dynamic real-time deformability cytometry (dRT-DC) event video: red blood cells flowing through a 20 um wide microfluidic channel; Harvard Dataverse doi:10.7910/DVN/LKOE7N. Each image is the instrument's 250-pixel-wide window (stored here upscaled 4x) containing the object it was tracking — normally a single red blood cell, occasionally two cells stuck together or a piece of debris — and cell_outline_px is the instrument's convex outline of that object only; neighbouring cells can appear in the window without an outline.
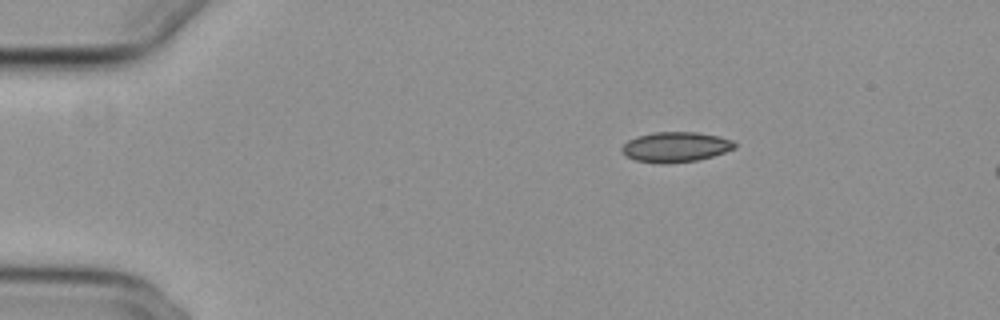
{"species": "common noctule bat (a hibernating species)", "species_latin": "Nyctalus noctula", "temperature_condition": "cold", "stored_images_in_passage": 7, "camera_frame_rate_fps": 3000, "um_per_image_px": 0.085, "animal": {"sex": "female", "body_mass_g": 29.2, "forearm_length_mm": 56.3}, "frame": {"image": 1, "passage_image": 1, "time_ms": 0.0, "image_size_px": [1000, 320], "cell_outline_px": [[736, 148], [712, 156], [696, 160], [664, 164], [660, 164], [636, 160], [628, 156], [620, 148], [628, 140], [636, 136], [652, 132], [696, 132], [720, 136], [732, 140], [736, 144]], "centroid_in_image_um": [57.43, 12.48], "position_along_channel_um": 27.6, "area_um2": 19.77}}